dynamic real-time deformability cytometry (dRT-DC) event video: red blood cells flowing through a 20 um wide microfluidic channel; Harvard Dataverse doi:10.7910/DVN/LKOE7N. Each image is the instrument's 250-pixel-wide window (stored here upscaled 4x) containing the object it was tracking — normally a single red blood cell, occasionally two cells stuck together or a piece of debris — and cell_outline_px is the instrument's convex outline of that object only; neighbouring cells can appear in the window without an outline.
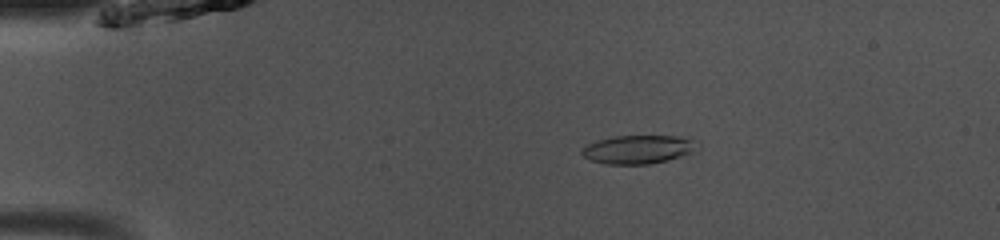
{"species": "common noctule bat (a hibernating species)", "species_latin": "Nyctalus noctula", "temperature_condition": "room temperature", "stored_images_in_passage": 49, "camera_frame_rate_fps": 3000, "um_per_image_px": 0.085, "animal": {"sex": "male", "body_mass_g": 13.0, "forearm_length_mm": 53.1}, "frame": {"image": 1, "passage_image": 10, "time_ms": 3.0, "image_size_px": [1000, 240], "cell_outline_px": [[700, 148], [664, 160], [648, 164], [604, 164], [592, 160], [584, 156], [580, 152], [588, 144], [596, 140], [616, 136], [692, 136], [700, 144]], "centroid_in_image_um": [54.28, 12.67], "position_along_channel_um": 30.7, "area_um2": 19.07}}
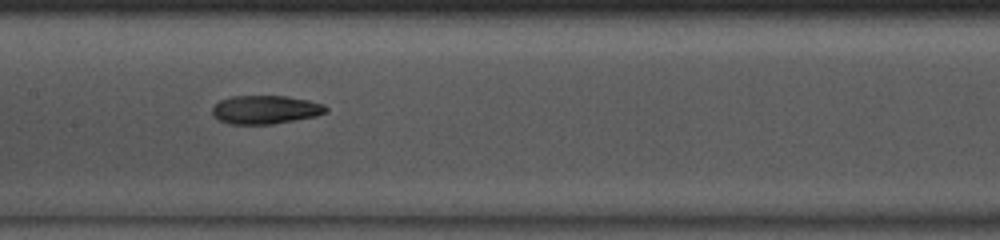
{"frame": {"image": 2, "passage_image": 25, "time_ms": 8.0, "image_size_px": [1000, 240], "cell_outline_px": [[328, 112], [316, 116], [272, 124], [228, 124], [212, 116], [212, 108], [220, 100], [232, 96], [288, 96], [308, 100], [324, 104], [328, 108]], "centroid_in_image_um": [22.57, 9.32], "position_along_channel_um": 184.8, "area_um2": 18.96}}
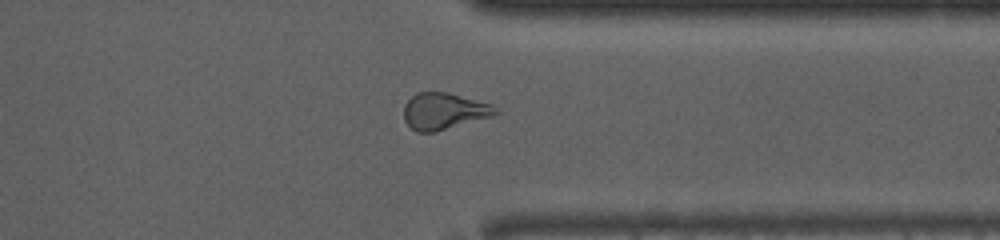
{"frame": {"image": 3, "passage_image": 39, "time_ms": 12.667, "image_size_px": [1000, 240], "cell_outline_px": [[500, 112], [492, 116], [436, 132], [416, 132], [404, 120], [404, 104], [416, 92], [448, 92], [492, 104]], "centroid_in_image_um": [37.73, 9.44], "position_along_channel_um": 373.7, "area_um2": 19.59}, "authors_computed_cell_mechanics": {"area_um2": 19.5364, "velocity_mm_per_s": 4.0721, "shape_relaxation_time_tau1_ms": null, "shape_relaxation_time_tau2_ms": 2.7348, "deformation_change_tau1": null, "deformation_change_tau2": 0.1015}}